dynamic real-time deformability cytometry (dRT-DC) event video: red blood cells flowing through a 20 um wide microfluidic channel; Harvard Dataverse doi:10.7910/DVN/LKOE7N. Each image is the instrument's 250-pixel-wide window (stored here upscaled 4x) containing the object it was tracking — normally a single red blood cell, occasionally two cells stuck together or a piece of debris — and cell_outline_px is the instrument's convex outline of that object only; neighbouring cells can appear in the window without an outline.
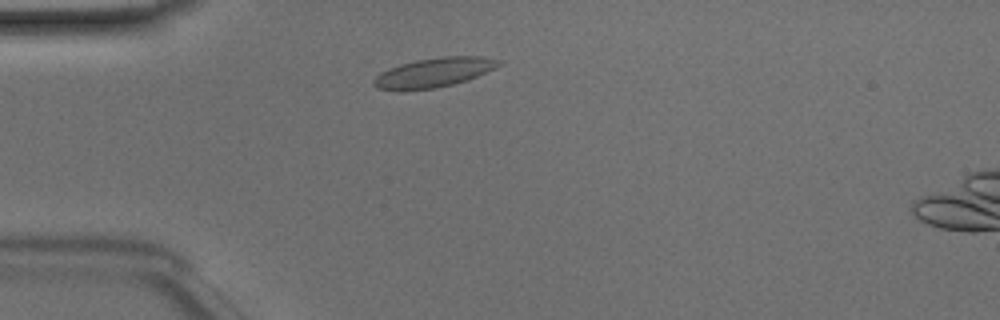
{"species": "Egyptian fruit bat (a non-hibernating species)", "species_latin": "Rousettus aegyptiacus", "temperature_condition": "room temperature", "stored_images_in_passage": 41, "camera_frame_rate_fps": 3000, "um_per_image_px": 0.085, "animal": {"sex": "male"}, "frame": {"image": 1, "passage_image": 5, "time_ms": 1.333, "image_size_px": [1000, 320], "cell_outline_px": [[504, 60], [500, 64], [468, 80], [436, 88], [400, 92], [396, 92], [376, 88], [372, 84], [372, 80], [380, 72], [388, 68], [400, 64], [416, 60], [440, 56], [484, 56]], "centroid_in_image_um": [36.8, 6.18], "position_along_channel_um": 48.2, "area_um2": 21.85}}
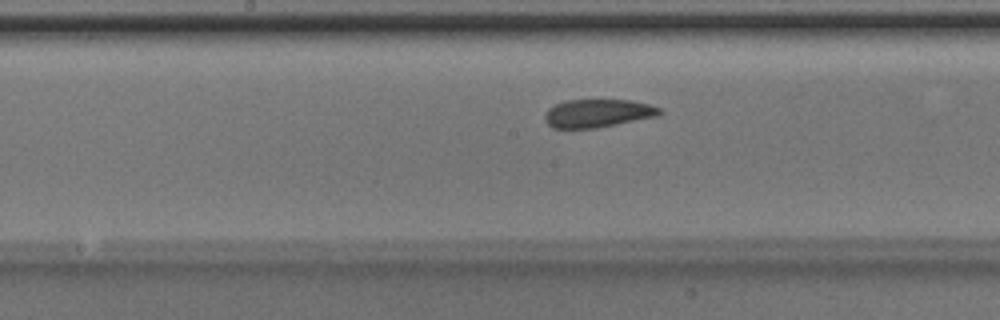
{"frame": {"image": 2, "passage_image": 17, "time_ms": 5.333, "image_size_px": [1000, 320], "cell_outline_px": [[660, 116], [596, 128], [552, 128], [544, 120], [544, 116], [548, 108], [564, 100], [632, 100], [648, 104], [660, 108]], "centroid_in_image_um": [50.79, 9.63], "position_along_channel_um": 197.4, "area_um2": 18.9}}
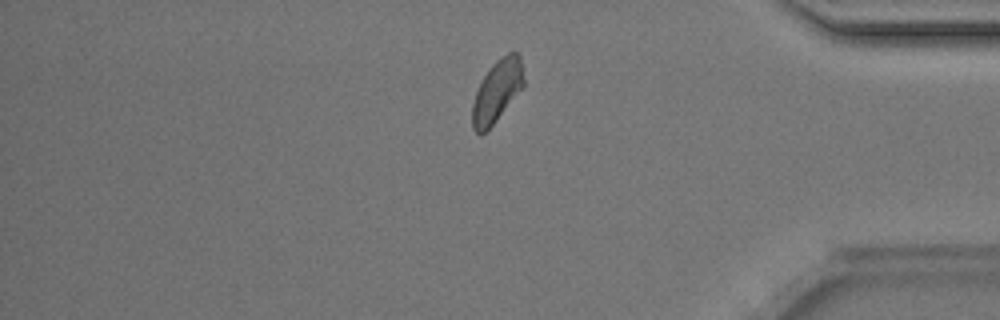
{"frame": {"image": 3, "passage_image": 33, "time_ms": 10.667, "image_size_px": [1000, 320], "cell_outline_px": [[524, 84], [496, 120], [480, 136], [472, 128], [472, 104], [476, 92], [484, 76], [492, 64], [496, 60], [508, 52], [520, 52], [524, 80]], "centroid_in_image_um": [42.24, 7.71], "position_along_channel_um": 393.0, "area_um2": 18.26}, "authors_computed_cell_mechanics": {"area_um2": 19.5942, "velocity_mm_per_s": 4.1252, "shape_relaxation_time_tau1_ms": 6.4757, "shape_relaxation_time_tau2_ms": 0.989, "deformation_change_tau1": 0.1208, "deformation_change_tau2": 0.0358}}